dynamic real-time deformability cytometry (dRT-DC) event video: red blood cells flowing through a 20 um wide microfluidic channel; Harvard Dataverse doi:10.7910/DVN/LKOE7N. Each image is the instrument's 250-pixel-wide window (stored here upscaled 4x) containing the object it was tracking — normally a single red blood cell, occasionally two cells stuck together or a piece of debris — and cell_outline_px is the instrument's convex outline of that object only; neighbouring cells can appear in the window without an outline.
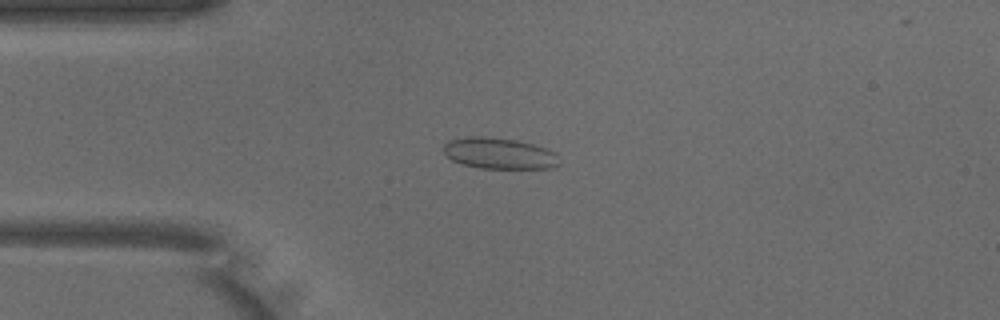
{"species": "common noctule bat (a hibernating species)", "species_latin": "Nyctalus noctula", "temperature_condition": "warm", "stored_images_in_passage": 50, "camera_frame_rate_fps": 3000, "um_per_image_px": 0.085, "animal": {"sex": "male", "body_mass_g": 18.8}, "frame": {"image": 1, "passage_image": 12, "time_ms": 3.667, "image_size_px": [1000, 320], "cell_outline_px": [[560, 164], [552, 168], [480, 168], [464, 164], [452, 160], [444, 152], [444, 144], [448, 140], [464, 136], [484, 136], [520, 140], [556, 152]], "centroid_in_image_um": [42.43, 13.02], "position_along_channel_um": 42.6, "area_um2": 21.1}}
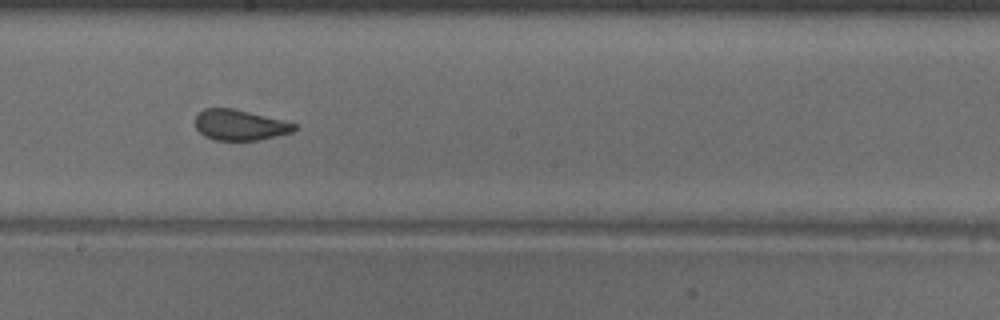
{"frame": {"image": 2, "passage_image": 27, "time_ms": 8.667, "image_size_px": [1000, 320], "cell_outline_px": [[296, 128], [292, 132], [260, 140], [216, 140], [204, 136], [196, 128], [196, 116], [204, 108], [232, 108], [296, 124]], "centroid_in_image_um": [20.35, 10.63], "position_along_channel_um": 227.8, "area_um2": 17.34}}
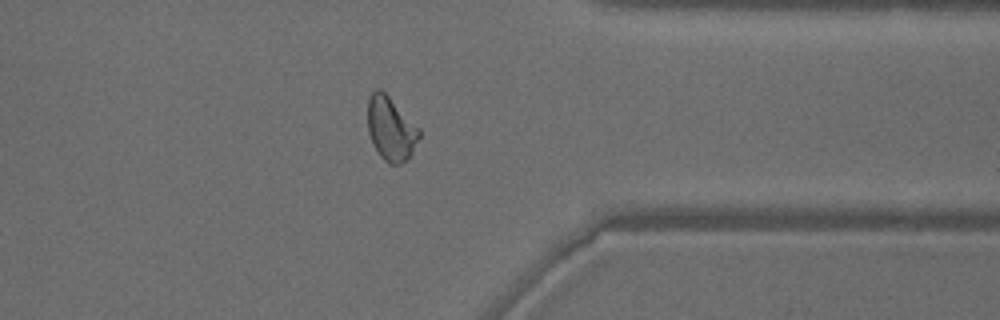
{"frame": {"image": 3, "passage_image": 39, "time_ms": 12.667, "image_size_px": [1000, 320], "cell_outline_px": [[420, 136], [408, 160], [400, 164], [388, 164], [380, 156], [372, 144], [368, 132], [368, 96], [376, 88], [380, 88], [420, 128]], "centroid_in_image_um": [33.21, 10.95], "position_along_channel_um": 378.2, "area_um2": 19.25}, "authors_computed_cell_mechanics": {"area_um2": 19.2763, "velocity_mm_per_s": 4.0033, "shape_relaxation_time_tau1_ms": 6.6842, "shape_relaxation_time_tau2_ms": 0.6953, "deformation_change_tau1": 0.1386, "deformation_change_tau2": 0.0629}}